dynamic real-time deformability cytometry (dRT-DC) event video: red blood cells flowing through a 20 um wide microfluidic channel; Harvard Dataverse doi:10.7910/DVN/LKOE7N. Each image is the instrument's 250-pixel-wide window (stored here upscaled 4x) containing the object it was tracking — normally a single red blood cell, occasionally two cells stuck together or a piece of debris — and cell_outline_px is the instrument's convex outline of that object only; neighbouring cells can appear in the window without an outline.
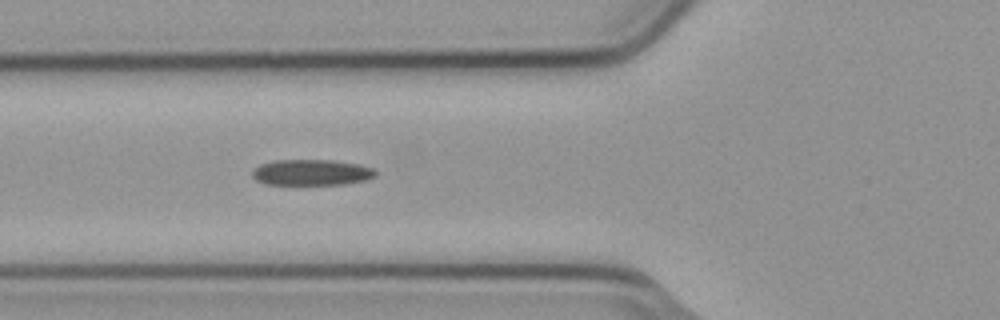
{"species": "common noctule bat (a hibernating species)", "species_latin": "Nyctalus noctula", "temperature_condition": "cold", "stored_images_in_passage": 5, "camera_frame_rate_fps": 3000, "um_per_image_px": 0.085, "animal": {"sex": "male", "body_mass_g": 23.1, "forearm_length_mm": 52.7}, "frame": {"image": 1, "passage_image": 5, "time_ms": 1.333, "image_size_px": [1000, 320], "cell_outline_px": [[376, 176], [364, 180], [344, 184], [264, 184], [256, 180], [252, 176], [252, 172], [260, 164], [276, 160], [332, 160], [360, 164], [372, 168], [376, 172]], "centroid_in_image_um": [26.48, 14.65], "position_along_channel_um": 99.3, "area_um2": 18.5}}